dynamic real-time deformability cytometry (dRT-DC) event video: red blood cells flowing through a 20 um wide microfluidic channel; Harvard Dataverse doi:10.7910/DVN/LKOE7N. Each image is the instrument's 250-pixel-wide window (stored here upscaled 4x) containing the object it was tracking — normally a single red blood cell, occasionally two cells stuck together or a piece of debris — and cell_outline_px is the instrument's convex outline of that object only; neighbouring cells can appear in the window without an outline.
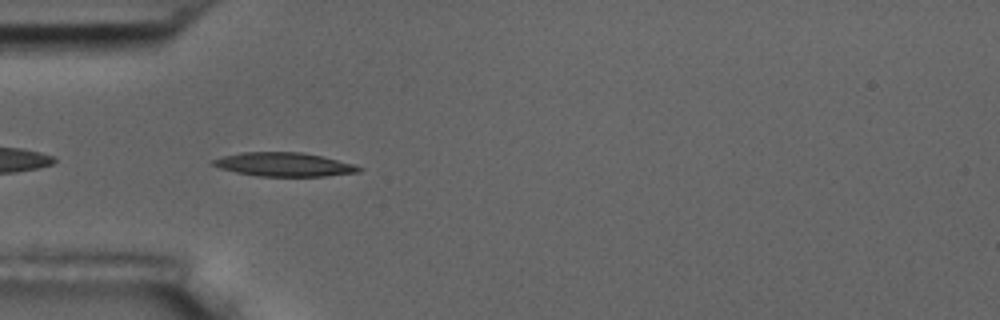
{"species": "common noctule bat (a hibernating species)", "species_latin": "Nyctalus noctula", "temperature_condition": "room temperature", "stored_images_in_passage": 4, "camera_frame_rate_fps": 3000, "um_per_image_px": 0.085, "animal": {"sex": "male", "body_mass_g": 17.5, "forearm_length_mm": 52.3}, "frame": {"image": 1, "passage_image": 4, "time_ms": 3.667, "image_size_px": [1000, 320], "cell_outline_px": [[364, 168], [360, 172], [324, 176], [256, 176], [236, 172], [220, 168], [212, 164], [212, 160], [224, 156], [240, 152], [300, 152], [320, 156], [352, 164]], "centroid_in_image_um": [24.13, 13.98], "position_along_channel_um": 60.9, "area_um2": 20.0}}